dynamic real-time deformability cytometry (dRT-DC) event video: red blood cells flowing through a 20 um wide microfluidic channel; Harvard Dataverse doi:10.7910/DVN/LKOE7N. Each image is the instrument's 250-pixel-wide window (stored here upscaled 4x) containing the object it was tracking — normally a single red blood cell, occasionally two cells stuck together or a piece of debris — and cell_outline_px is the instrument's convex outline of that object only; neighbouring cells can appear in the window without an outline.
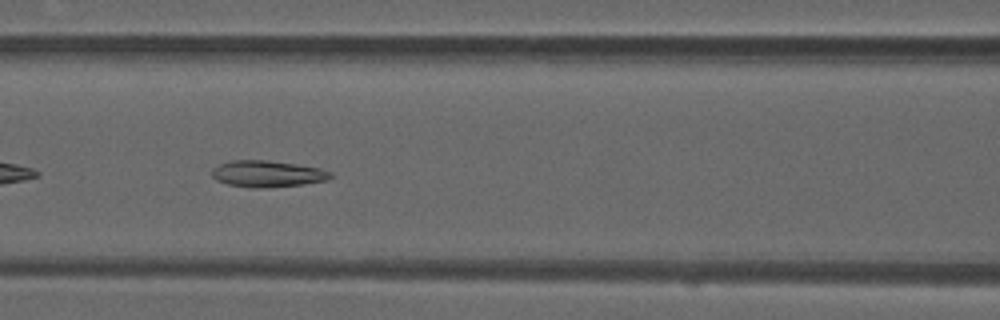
{"species": "common noctule bat (a hibernating species)", "species_latin": "Nyctalus noctula", "temperature_condition": "warm", "stored_images_in_passage": 51, "camera_frame_rate_fps": 3000, "um_per_image_px": 0.085, "animal": {"sex": "male", "forearm_length_mm": 52.5}, "frame": {"image": 1, "passage_image": 22, "time_ms": 7.0, "image_size_px": [1000, 320], "cell_outline_px": [[332, 176], [328, 180], [300, 184], [256, 188], [248, 188], [228, 184], [216, 180], [212, 176], [212, 168], [216, 164], [232, 160], [268, 160], [296, 164], [320, 168], [332, 172]], "centroid_in_image_um": [22.68, 14.76], "position_along_channel_um": 143.9, "area_um2": 18.32}, "authors_computed_cell_mechanics": {"area_um2": 18.8428, "velocity_mm_per_s": 4.0326, "shape_relaxation_time_tau1_ms": null, "shape_relaxation_time_tau2_ms": 3.3571, "deformation_change_tau1": null, "deformation_change_tau2": 0.1054}}